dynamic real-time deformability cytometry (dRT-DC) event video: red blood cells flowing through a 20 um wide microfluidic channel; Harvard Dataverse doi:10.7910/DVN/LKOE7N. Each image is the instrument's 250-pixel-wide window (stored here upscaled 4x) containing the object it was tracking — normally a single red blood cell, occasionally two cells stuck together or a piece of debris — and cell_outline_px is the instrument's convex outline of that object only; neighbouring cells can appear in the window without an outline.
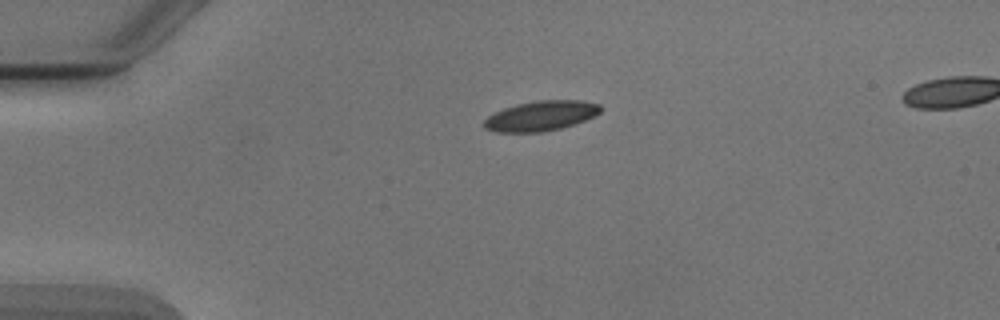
{"species": "Egyptian fruit bat (a non-hibernating species)", "species_latin": "Rousettus aegyptiacus", "temperature_condition": "cold", "stored_images_in_passage": 3, "segment_of_instrument_passage": [1, 2], "camera_frame_rate_fps": 3000, "um_per_image_px": 0.085, "animal": {"sex": "male"}, "frame": {"image": 1, "passage_image": 1, "time_ms": 0.0, "image_size_px": [1000, 320], "cell_outline_px": [[604, 108], [600, 112], [584, 120], [560, 128], [544, 132], [496, 132], [484, 128], [484, 120], [488, 116], [504, 108], [516, 104], [536, 100], [580, 100], [600, 104]], "centroid_in_image_um": [45.97, 9.84], "position_along_channel_um": 39.0, "area_um2": 20.29}}